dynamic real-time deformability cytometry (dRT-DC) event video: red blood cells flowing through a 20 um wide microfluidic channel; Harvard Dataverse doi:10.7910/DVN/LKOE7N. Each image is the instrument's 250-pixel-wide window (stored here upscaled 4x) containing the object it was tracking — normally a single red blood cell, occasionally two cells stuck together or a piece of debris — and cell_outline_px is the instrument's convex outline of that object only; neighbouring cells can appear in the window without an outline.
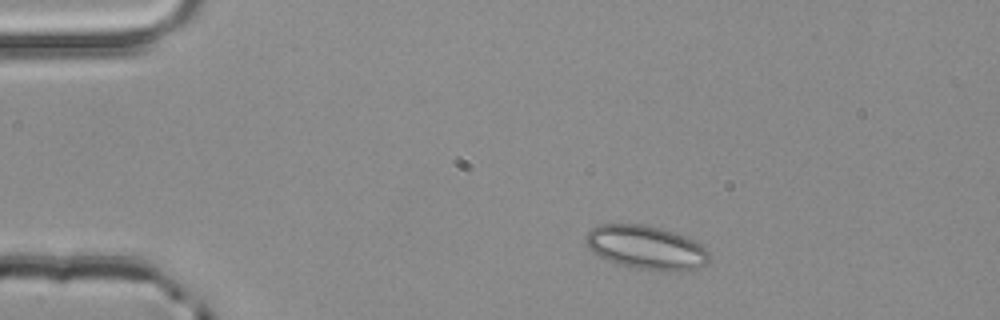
{"species": "common noctule bat (a hibernating species)", "species_latin": "Nyctalus noctula", "temperature_condition": "room temperature", "stored_images_in_passage": 2, "camera_frame_rate_fps": 3000, "um_per_image_px": 0.085, "animal": {"sex": "male", "body_mass_g": 20.4}, "frame": {"image": 1, "passage_image": 1, "time_ms": 0.0, "image_size_px": [1000, 320], "cell_outline_px": [[708, 260], [700, 268], [684, 272], [660, 272], [620, 264], [608, 260], [592, 252], [588, 248], [584, 240], [584, 236], [592, 228], [600, 224], [644, 224], [664, 228], [676, 232], [700, 244], [708, 252]], "centroid_in_image_um": [54.92, 21.04], "position_along_channel_um": 30.1, "area_um2": 31.79}}